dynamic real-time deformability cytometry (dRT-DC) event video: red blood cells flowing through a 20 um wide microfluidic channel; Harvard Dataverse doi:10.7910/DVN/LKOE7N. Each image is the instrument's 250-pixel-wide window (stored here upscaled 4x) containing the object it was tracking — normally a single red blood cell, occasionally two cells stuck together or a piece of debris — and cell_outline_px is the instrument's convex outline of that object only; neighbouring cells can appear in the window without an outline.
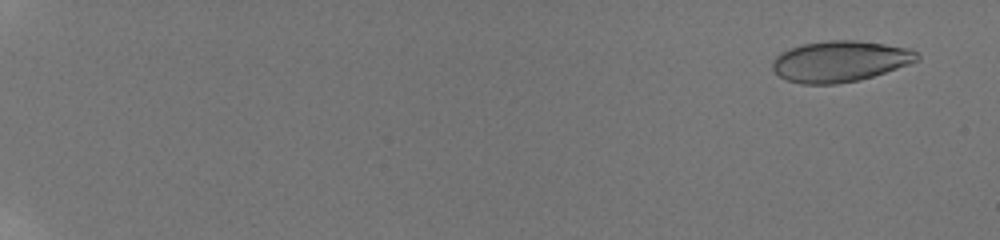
{"species": "human", "species_latin": "Homo sapiens", "temperature_condition": "room temperature", "stored_images_in_passage": 59, "camera_frame_rate_fps": 3000, "um_per_image_px": 0.085, "donor": {"sex": "male"}, "frame": {"image": 1, "passage_image": 4, "time_ms": 1.0, "image_size_px": [1000, 240], "cell_outline_px": [[920, 60], [860, 80], [836, 84], [800, 84], [788, 80], [780, 76], [772, 68], [772, 60], [780, 52], [804, 44], [828, 40], [856, 40], [884, 44], [908, 48], [916, 52], [920, 56]], "centroid_in_image_um": [71.39, 5.21], "position_along_channel_um": 13.6, "area_um2": 34.33}}
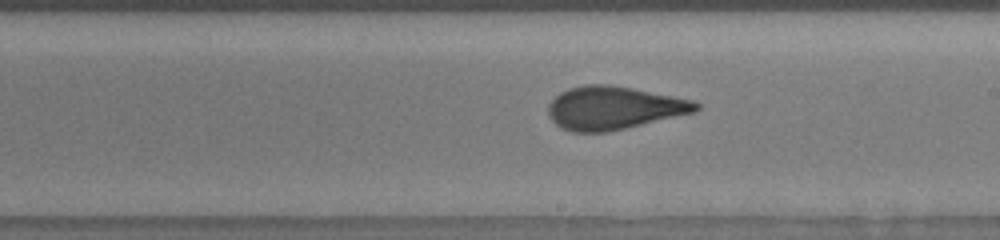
{"frame": {"image": 2, "passage_image": 39, "time_ms": 12.667, "image_size_px": [1000, 240], "cell_outline_px": [[700, 108], [696, 112], [624, 128], [604, 132], [572, 132], [560, 128], [548, 116], [548, 104], [560, 92], [568, 88], [584, 84], [608, 84], [632, 88], [696, 100], [700, 104]], "centroid_in_image_um": [52.17, 9.16], "position_along_channel_um": 236.8, "area_um2": 37.22}}
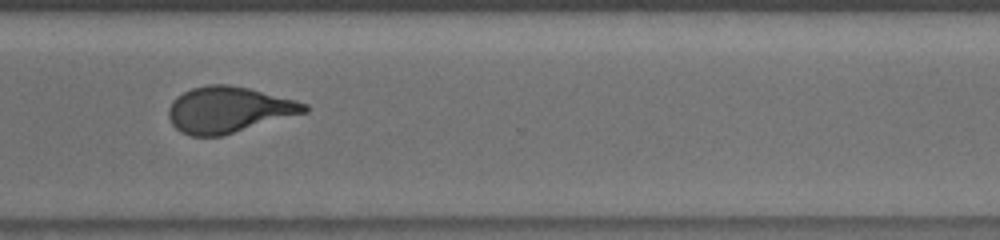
{"frame": {"image": 3, "passage_image": 48, "time_ms": 15.667, "image_size_px": [1000, 240], "cell_outline_px": [[308, 112], [220, 136], [192, 136], [180, 132], [172, 124], [168, 116], [168, 108], [172, 100], [176, 96], [192, 88], [208, 84], [228, 84], [248, 88], [296, 100], [308, 104]], "centroid_in_image_um": [19.41, 9.32], "position_along_channel_um": 351.2, "area_um2": 36.41}, "authors_computed_cell_mechanics": {"area_um2": 36.0094, "velocity_mm_per_s": 3.8229, "shape_relaxation_time_tau1_ms": 8.095, "shape_relaxation_time_tau2_ms": 0.8811, "deformation_change_tau1": 0.2146, "deformation_change_tau2": 0.0643}}